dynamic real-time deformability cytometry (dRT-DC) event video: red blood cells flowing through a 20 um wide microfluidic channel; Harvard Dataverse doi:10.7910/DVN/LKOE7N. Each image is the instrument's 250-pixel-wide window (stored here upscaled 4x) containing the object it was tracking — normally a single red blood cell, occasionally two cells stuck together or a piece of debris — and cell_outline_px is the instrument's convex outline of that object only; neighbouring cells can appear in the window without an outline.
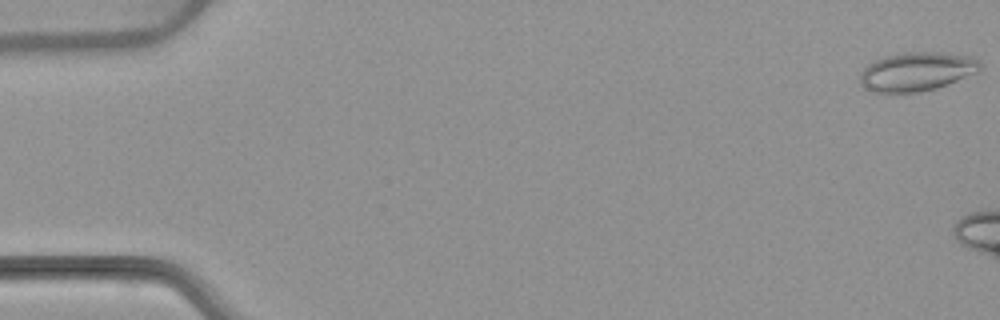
{"species": "common noctule bat (a hibernating species)", "species_latin": "Nyctalus noctula", "temperature_condition": "warm", "stored_images_in_passage": 9, "camera_frame_rate_fps": 3000, "um_per_image_px": 0.085, "animal": {"sex": "female", "body_mass_g": 22.7, "forearm_length_mm": 54.2}, "frame": {"image": 1, "passage_image": 1, "time_ms": 0.0, "image_size_px": [1000, 320], "cell_outline_px": [[980, 72], [948, 84], [936, 88], [920, 92], [876, 92], [860, 84], [860, 72], [868, 64], [884, 56], [904, 52], [940, 52], [972, 56], [980, 60]], "centroid_in_image_um": [77.97, 6.07], "position_along_channel_um": 7.0, "area_um2": 27.28}}